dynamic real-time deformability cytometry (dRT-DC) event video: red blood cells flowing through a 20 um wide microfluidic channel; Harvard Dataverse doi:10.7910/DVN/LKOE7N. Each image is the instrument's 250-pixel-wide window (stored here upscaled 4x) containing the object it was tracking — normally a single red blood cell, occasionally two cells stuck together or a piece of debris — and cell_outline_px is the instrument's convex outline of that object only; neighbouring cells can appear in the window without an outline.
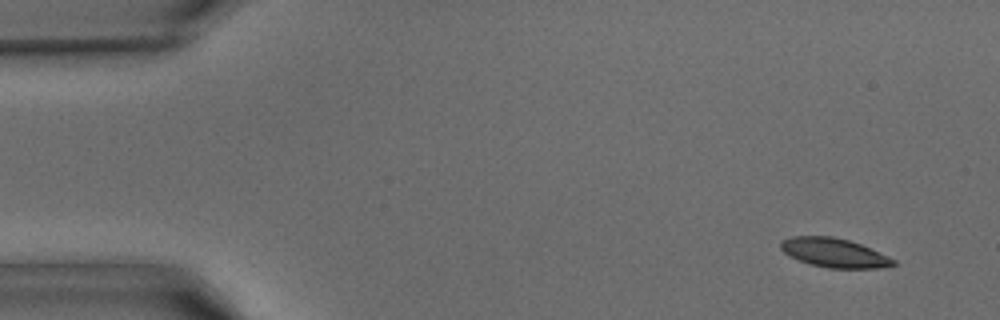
{"species": "common noctule bat (a hibernating species)", "species_latin": "Nyctalus noctula", "temperature_condition": "warm", "stored_images_in_passage": 40, "camera_frame_rate_fps": 3000, "um_per_image_px": 0.085, "animal": {"sex": "male", "body_mass_g": 15.6}, "frame": {"image": 1, "passage_image": 1, "time_ms": 0.0, "image_size_px": [1000, 320], "cell_outline_px": [[896, 264], [876, 268], [828, 268], [812, 264], [788, 256], [780, 248], [780, 240], [792, 236], [832, 236], [848, 240], [860, 244], [888, 256], [896, 260]], "centroid_in_image_um": [70.87, 21.47], "position_along_channel_um": 14.1, "area_um2": 18.96}}
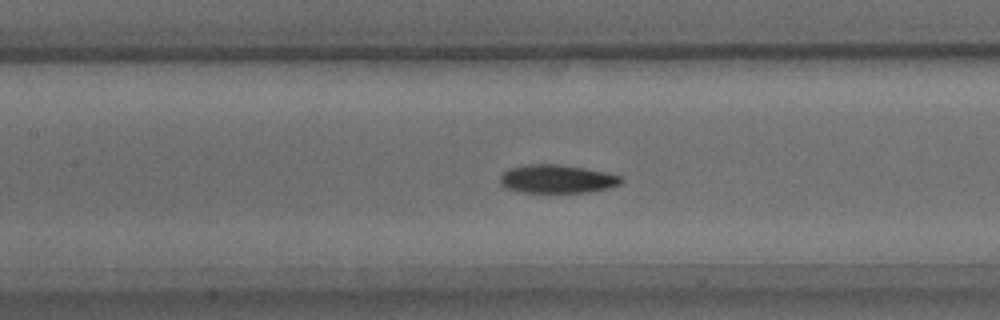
{"frame": {"image": 2, "passage_image": 17, "time_ms": 5.333, "image_size_px": [1000, 320], "cell_outline_px": [[624, 180], [620, 184], [608, 188], [588, 192], [520, 192], [504, 188], [500, 184], [500, 176], [508, 168], [528, 164], [560, 164], [584, 168], [604, 172], [620, 176]], "centroid_in_image_um": [47.31, 15.21], "position_along_channel_um": 160.1, "area_um2": 20.06}}
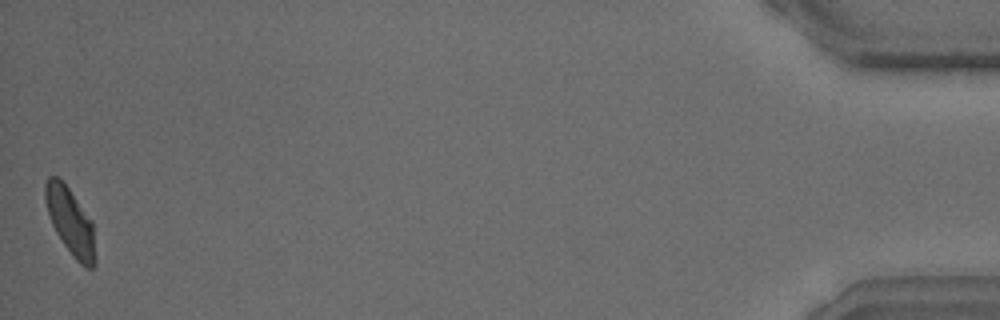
{"frame": {"image": 3, "passage_image": 40, "time_ms": 13.0, "image_size_px": [1000, 320], "cell_outline_px": [[96, 264], [92, 268], [84, 268], [72, 256], [56, 232], [52, 224], [44, 200], [44, 184], [48, 176], [56, 176], [68, 188], [92, 220], [96, 260]], "centroid_in_image_um": [5.99, 18.85], "position_along_channel_um": 429.2, "area_um2": 19.48}}